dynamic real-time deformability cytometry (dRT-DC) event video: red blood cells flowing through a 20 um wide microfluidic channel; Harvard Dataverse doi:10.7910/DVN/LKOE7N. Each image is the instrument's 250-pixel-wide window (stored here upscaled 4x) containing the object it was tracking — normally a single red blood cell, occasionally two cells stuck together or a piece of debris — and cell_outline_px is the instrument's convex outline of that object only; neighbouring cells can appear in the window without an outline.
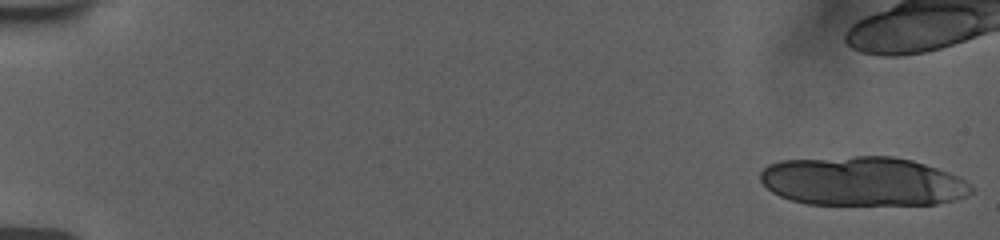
{"species": "human", "species_latin": "Homo sapiens", "temperature_condition": "room temperature", "stored_images_in_passage": 18, "camera_frame_rate_fps": 3000, "um_per_image_px": 0.085, "donor": {"sex": "female"}, "frame": {"image": 1, "passage_image": 1, "time_ms": 0.0, "image_size_px": [1000, 240], "cell_outline_px": [[976, 192], [968, 196], [956, 200], [936, 204], [808, 204], [792, 200], [780, 196], [772, 192], [760, 180], [760, 172], [768, 164], [780, 160], [856, 156], [892, 156], [912, 160], [948, 172], [964, 180], [976, 188]], "centroid_in_image_um": [73.35, 15.41], "position_along_channel_um": 11.6, "area_um2": 60.69}}